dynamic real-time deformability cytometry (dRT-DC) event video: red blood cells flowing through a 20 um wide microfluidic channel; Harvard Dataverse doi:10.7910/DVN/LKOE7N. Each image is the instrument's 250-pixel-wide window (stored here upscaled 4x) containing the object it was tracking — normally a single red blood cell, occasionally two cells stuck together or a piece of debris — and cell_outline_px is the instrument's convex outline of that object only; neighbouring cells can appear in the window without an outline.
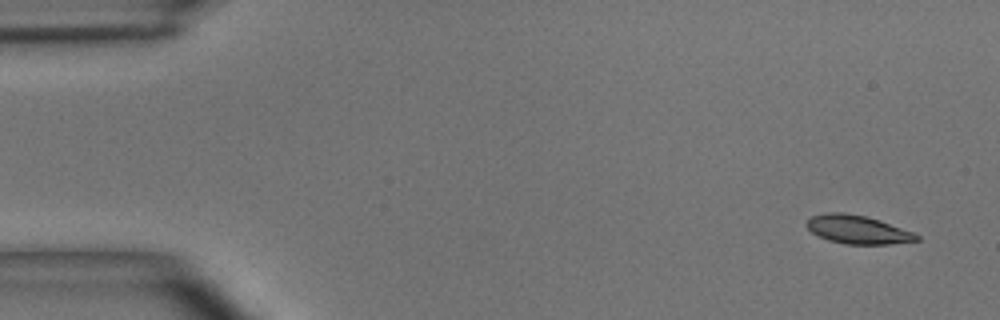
{"species": "common noctule bat (a hibernating species)", "species_latin": "Nyctalus noctula", "temperature_condition": "room temperature", "stored_images_in_passage": 4, "camera_frame_rate_fps": 3000, "um_per_image_px": 0.085, "animal": {"sex": "male", "body_mass_g": 15.6}, "frame": {"image": 1, "passage_image": 1, "time_ms": 0.0, "image_size_px": [1000, 320], "cell_outline_px": [[920, 240], [888, 244], [844, 244], [828, 240], [812, 232], [804, 224], [812, 216], [828, 212], [844, 212], [864, 216], [880, 220], [912, 232], [920, 236]], "centroid_in_image_um": [72.89, 19.51], "position_along_channel_um": 12.1, "area_um2": 18.09}}
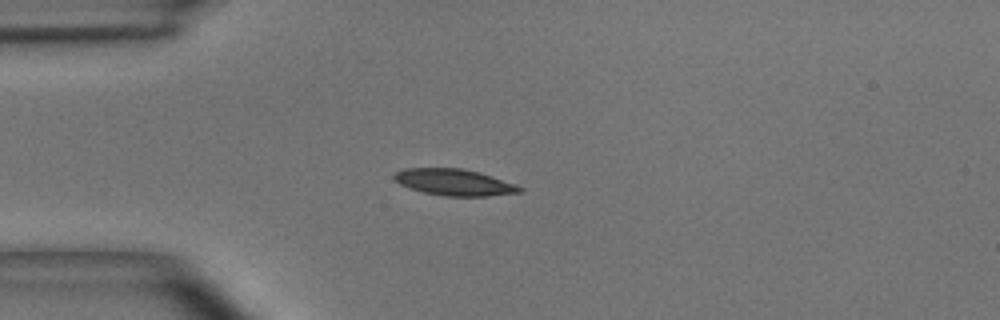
{"frame": {"image": 2, "passage_image": 4, "time_ms": 1.0, "image_size_px": [1000, 320], "cell_outline_px": [[524, 192], [488, 196], [444, 196], [424, 192], [408, 188], [400, 184], [392, 176], [396, 172], [404, 168], [460, 168], [476, 172], [516, 184], [524, 188]], "centroid_in_image_um": [38.61, 15.5], "position_along_channel_um": 46.4, "area_um2": 19.25}}